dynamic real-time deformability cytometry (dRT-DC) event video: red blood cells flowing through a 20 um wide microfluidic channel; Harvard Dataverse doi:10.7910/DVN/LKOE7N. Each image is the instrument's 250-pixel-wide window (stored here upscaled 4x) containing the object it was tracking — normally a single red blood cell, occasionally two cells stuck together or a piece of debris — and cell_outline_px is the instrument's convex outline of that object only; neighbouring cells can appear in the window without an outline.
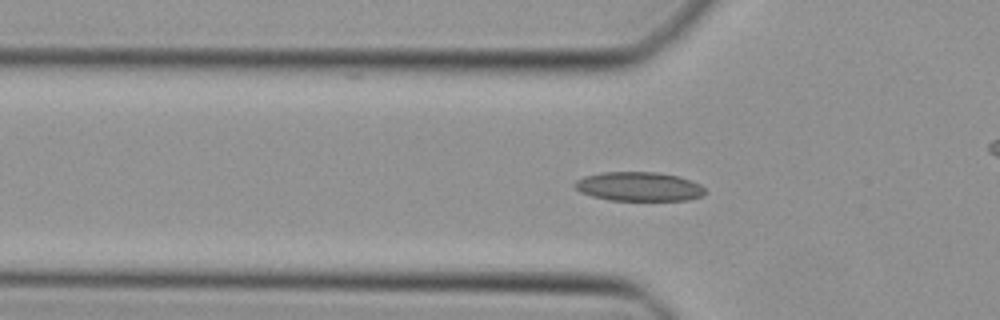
{"species": "Egyptian fruit bat (a non-hibernating species)", "species_latin": "Rousettus aegyptiacus", "temperature_condition": "cold", "stored_images_in_passage": 35, "camera_frame_rate_fps": 3000, "um_per_image_px": 0.085, "animal": {"sex": "female"}, "frame": {"image": 1, "passage_image": 6, "time_ms": 1.667, "image_size_px": [1000, 320], "cell_outline_px": [[704, 192], [700, 196], [688, 200], [608, 200], [592, 196], [580, 192], [572, 184], [576, 180], [584, 176], [600, 172], [656, 172], [676, 176], [700, 184], [704, 188]], "centroid_in_image_um": [54.24, 15.85], "position_along_channel_um": 71.6, "area_um2": 21.96}}
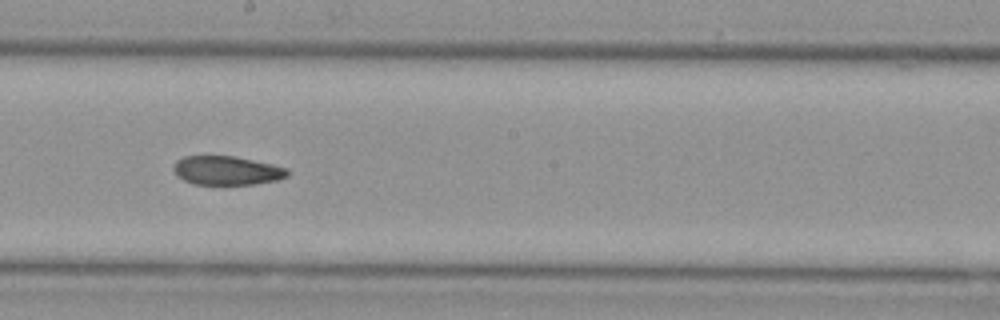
{"frame": {"image": 2, "passage_image": 17, "time_ms": 5.333, "image_size_px": [1000, 320], "cell_outline_px": [[288, 176], [276, 180], [256, 184], [192, 184], [176, 176], [172, 168], [172, 164], [176, 160], [184, 156], [232, 156], [272, 164], [288, 168]], "centroid_in_image_um": [19.23, 14.49], "position_along_channel_um": 229.0, "area_um2": 19.25}}
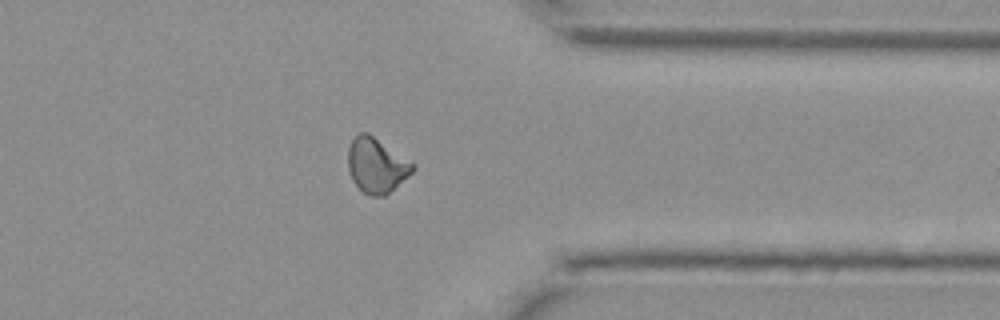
{"frame": {"image": 3, "passage_image": 28, "time_ms": 9.0, "image_size_px": [1000, 320], "cell_outline_px": [[416, 168], [408, 176], [384, 196], [368, 196], [352, 180], [348, 168], [348, 148], [352, 140], [360, 132], [368, 132], [416, 164]], "centroid_in_image_um": [32.01, 14.04], "position_along_channel_um": 379.4, "area_um2": 20.63}}